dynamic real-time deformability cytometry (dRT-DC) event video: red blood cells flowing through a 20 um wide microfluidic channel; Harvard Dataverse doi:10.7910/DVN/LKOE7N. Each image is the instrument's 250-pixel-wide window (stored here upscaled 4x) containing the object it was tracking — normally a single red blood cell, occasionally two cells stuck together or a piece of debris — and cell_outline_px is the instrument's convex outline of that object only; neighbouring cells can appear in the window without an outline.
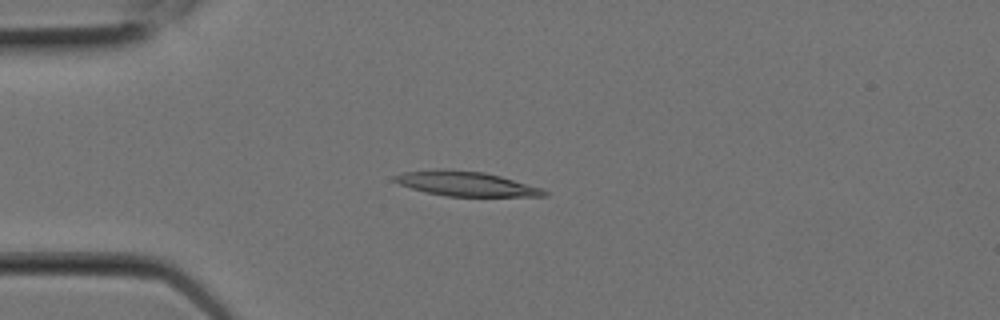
{"species": "Egyptian fruit bat (a non-hibernating species)", "species_latin": "Rousettus aegyptiacus", "temperature_condition": "room temperature", "stored_images_in_passage": 7, "camera_frame_rate_fps": 3000, "um_per_image_px": 0.085, "animal": {"sex": "female"}, "frame": {"image": 1, "passage_image": 5, "time_ms": 1.333, "image_size_px": [1000, 320], "cell_outline_px": [[548, 196], [448, 196], [428, 192], [412, 188], [400, 184], [392, 180], [392, 176], [404, 172], [436, 168], [484, 172], [500, 176], [544, 188], [548, 192]], "centroid_in_image_um": [39.62, 15.61], "position_along_channel_um": 45.4, "area_um2": 21.44}}
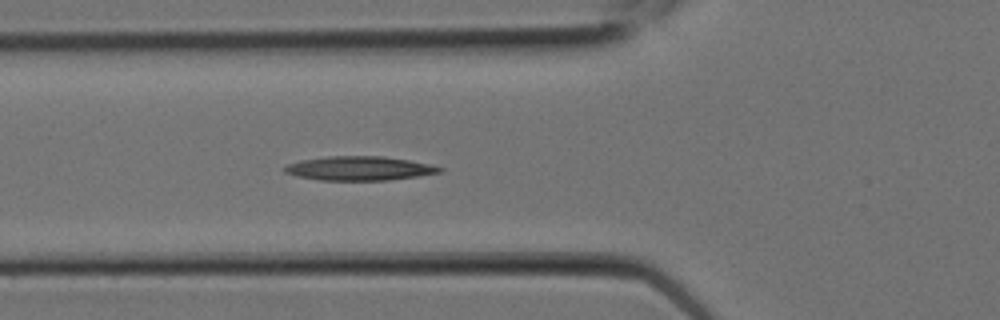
{"frame": {"image": 2, "passage_image": 7, "time_ms": 2.0, "image_size_px": [1000, 320], "cell_outline_px": [[444, 168], [440, 172], [416, 176], [388, 180], [320, 180], [296, 176], [284, 172], [284, 168], [288, 164], [300, 160], [328, 156], [384, 156], [408, 160], [428, 164]], "centroid_in_image_um": [30.5, 14.31], "position_along_channel_um": 95.3, "area_um2": 21.56}}